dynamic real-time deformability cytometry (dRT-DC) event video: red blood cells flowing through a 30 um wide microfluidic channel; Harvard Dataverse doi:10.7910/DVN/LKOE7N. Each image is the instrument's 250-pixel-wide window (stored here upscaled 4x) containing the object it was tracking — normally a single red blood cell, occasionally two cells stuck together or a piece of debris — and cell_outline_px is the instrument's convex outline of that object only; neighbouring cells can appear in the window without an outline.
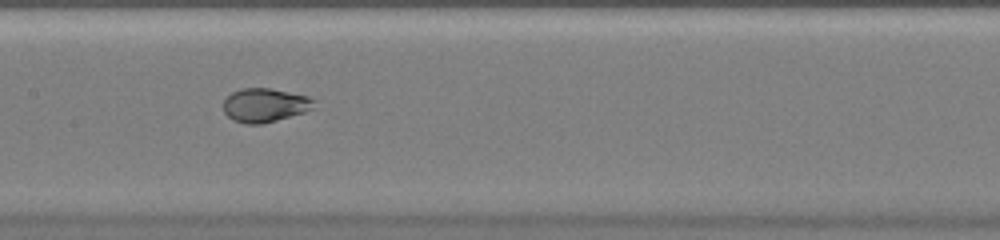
{"species": "common noctule bat (a hibernating species)", "species_latin": "Nyctalus noctula", "temperature_condition": "warm", "stored_images_in_passage": 47, "camera_frame_rate_fps": 3000, "um_per_image_px": 0.085, "animal": {"sex": "female", "body_mass_g": 20.0, "forearm_length_mm": 54.0}, "frame": {"image": 1, "passage_image": 24, "time_ms": 7.667, "image_size_px": [1000, 240], "cell_outline_px": [[316, 100], [312, 108], [304, 112], [276, 120], [260, 124], [248, 124], [232, 120], [224, 112], [224, 100], [232, 92], [240, 88], [268, 88], [308, 96]], "centroid_in_image_um": [22.5, 8.93], "position_along_channel_um": 184.9, "area_um2": 17.69}}
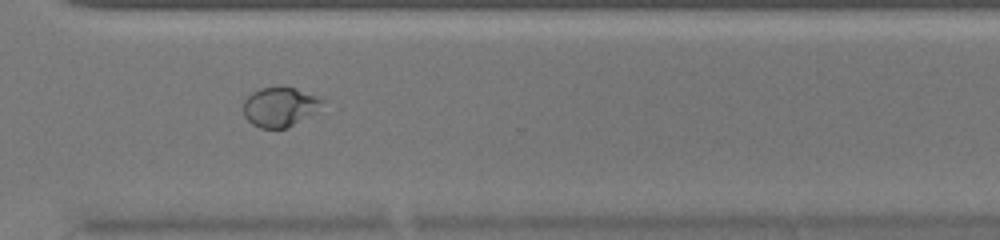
{"frame": {"image": 2, "passage_image": 35, "time_ms": 11.333, "image_size_px": [1000, 240], "cell_outline_px": [[328, 100], [316, 112], [284, 128], [260, 128], [252, 124], [244, 116], [244, 100], [252, 92], [260, 88], [296, 88]], "centroid_in_image_um": [23.81, 9.08], "position_along_channel_um": 346.8, "area_um2": 17.98}}
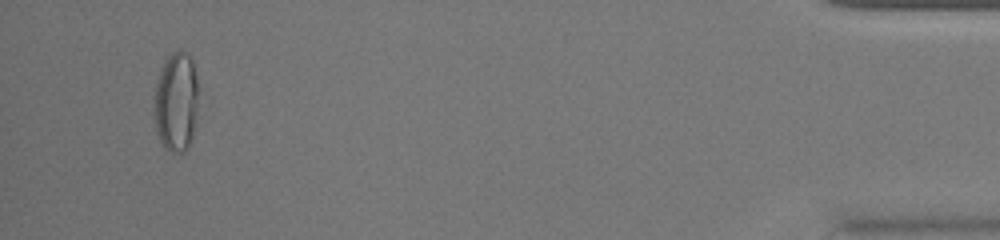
{"frame": {"image": 3, "passage_image": 45, "time_ms": 14.667, "image_size_px": [1000, 240], "cell_outline_px": [[200, 88], [192, 136], [188, 148], [184, 152], [172, 152], [164, 148], [160, 140], [156, 128], [156, 84], [160, 68], [168, 52], [188, 52], [192, 60]], "centroid_in_image_um": [15.01, 8.61], "position_along_channel_um": 420.2, "area_um2": 25.72}}